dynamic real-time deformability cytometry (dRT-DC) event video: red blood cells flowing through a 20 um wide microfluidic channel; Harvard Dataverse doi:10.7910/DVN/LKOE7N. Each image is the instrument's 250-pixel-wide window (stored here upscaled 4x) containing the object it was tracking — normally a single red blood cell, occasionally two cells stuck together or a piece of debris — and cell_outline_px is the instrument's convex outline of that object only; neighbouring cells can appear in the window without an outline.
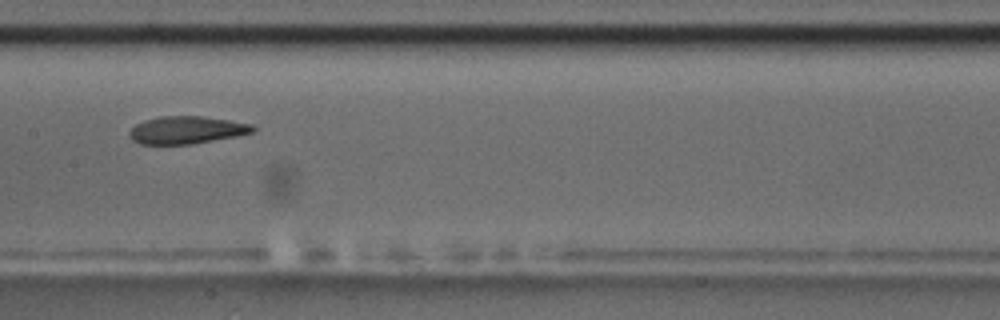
{"species": "common noctule bat (a hibernating species)", "species_latin": "Nyctalus noctula", "temperature_condition": "room temperature", "stored_images_in_passage": 8, "camera_frame_rate_fps": 3000, "um_per_image_px": 0.085, "animal": {"sex": "male", "body_mass_g": 17.5, "forearm_length_mm": 52.3}, "frame": {"image": 1, "passage_image": 4, "time_ms": 3.667, "image_size_px": [1000, 320], "cell_outline_px": [[256, 128], [252, 132], [236, 136], [192, 144], [140, 144], [132, 140], [128, 136], [128, 132], [136, 124], [144, 120], [160, 116], [200, 116], [228, 120], [252, 124]], "centroid_in_image_um": [15.82, 11.05], "position_along_channel_um": 191.6, "area_um2": 19.77}}